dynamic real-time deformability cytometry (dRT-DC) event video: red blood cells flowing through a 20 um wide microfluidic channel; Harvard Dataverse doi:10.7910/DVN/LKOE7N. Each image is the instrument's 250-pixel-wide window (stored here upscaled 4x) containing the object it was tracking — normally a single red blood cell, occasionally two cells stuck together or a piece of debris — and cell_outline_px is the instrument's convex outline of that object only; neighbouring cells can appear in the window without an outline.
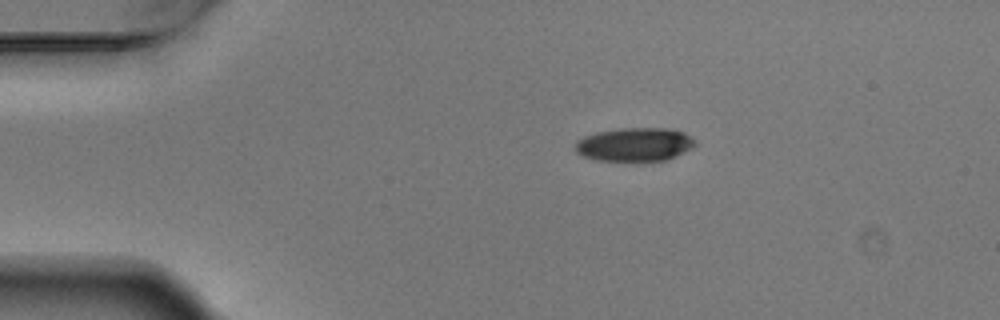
{"species": "Egyptian fruit bat (a non-hibernating species)", "species_latin": "Rousettus aegyptiacus", "temperature_condition": "warm", "stored_images_in_passage": 6, "camera_frame_rate_fps": 3000, "um_per_image_px": 0.085, "animal": {"sex": "male"}, "frame": {"image": 1, "passage_image": 1, "time_ms": 0.0, "image_size_px": [1000, 320], "cell_outline_px": [[696, 144], [692, 148], [676, 156], [664, 160], [596, 160], [584, 156], [576, 152], [576, 140], [584, 136], [596, 132], [624, 128], [664, 128], [684, 132]], "centroid_in_image_um": [53.92, 12.27], "position_along_channel_um": 31.1, "area_um2": 23.06}}
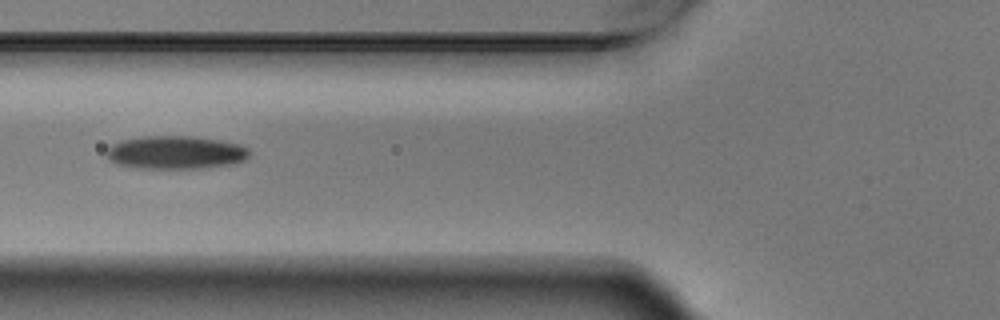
{"frame": {"image": 2, "passage_image": 4, "time_ms": 1.0, "image_size_px": [1000, 320], "cell_outline_px": [[248, 156], [244, 160], [228, 164], [208, 168], [140, 168], [116, 164], [108, 160], [104, 152], [112, 144], [120, 140], [144, 136], [192, 136], [220, 140], [240, 144], [248, 148]], "centroid_in_image_um": [14.88, 12.95], "position_along_channel_um": 110.9, "area_um2": 27.74}}
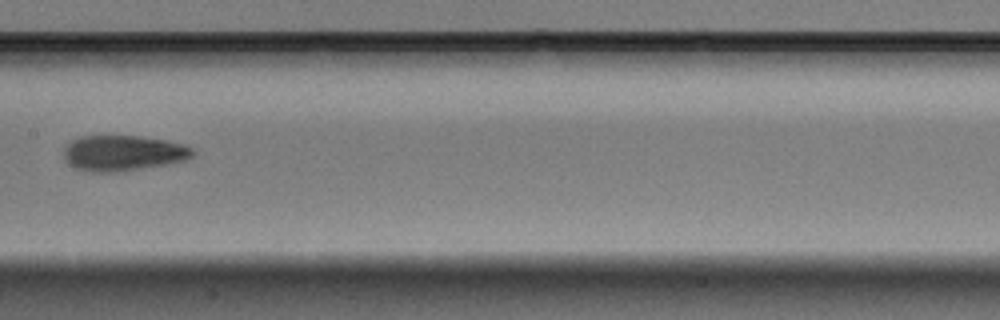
{"frame": {"image": 3, "passage_image": 6, "time_ms": 1.667, "image_size_px": [1000, 320], "cell_outline_px": [[196, 152], [188, 160], [168, 164], [116, 172], [92, 172], [76, 168], [68, 164], [64, 160], [64, 148], [72, 140], [80, 136], [140, 136], [168, 140], [184, 144], [192, 148]], "centroid_in_image_um": [10.49, 13.01], "position_along_channel_um": 196.9, "area_um2": 26.93}}